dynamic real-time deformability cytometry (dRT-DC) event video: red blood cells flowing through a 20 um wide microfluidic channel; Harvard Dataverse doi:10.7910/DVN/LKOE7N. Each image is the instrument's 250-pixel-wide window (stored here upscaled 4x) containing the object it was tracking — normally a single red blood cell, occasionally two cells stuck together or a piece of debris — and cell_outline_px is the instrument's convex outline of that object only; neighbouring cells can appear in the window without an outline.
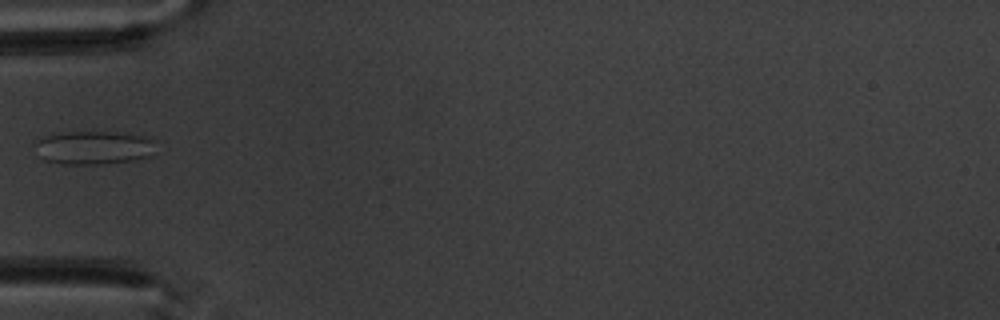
{"species": "common noctule bat (a hibernating species)", "species_latin": "Nyctalus noctula", "temperature_condition": "warm", "stored_images_in_passage": 5, "camera_frame_rate_fps": 3000, "um_per_image_px": 0.085, "animal": {"sex": "male", "body_mass_g": 20.1, "forearm_length_mm": 53.5}, "frame": {"image": 1, "passage_image": 5, "time_ms": 5.667, "image_size_px": [1000, 320], "cell_outline_px": [[156, 140], [152, 156], [132, 160], [100, 164], [60, 164], [44, 160], [36, 156], [32, 144], [40, 136], [64, 132], [108, 132], [152, 136]], "centroid_in_image_um": [7.9, 12.54], "position_along_channel_um": 77.1, "area_um2": 24.28}}